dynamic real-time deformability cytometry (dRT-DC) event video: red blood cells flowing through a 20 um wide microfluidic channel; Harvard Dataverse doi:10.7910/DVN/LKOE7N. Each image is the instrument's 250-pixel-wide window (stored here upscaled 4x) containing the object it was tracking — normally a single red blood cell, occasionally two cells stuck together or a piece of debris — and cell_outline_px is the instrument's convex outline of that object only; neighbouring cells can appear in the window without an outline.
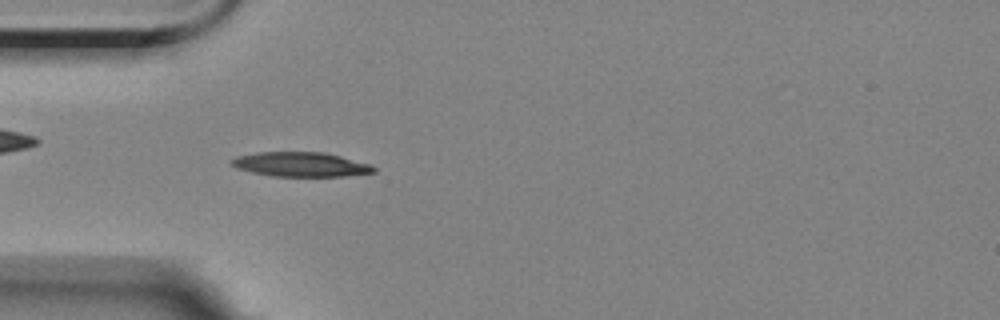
{"species": "Egyptian fruit bat (a non-hibernating species)", "species_latin": "Rousettus aegyptiacus", "temperature_condition": "room temperature", "stored_images_in_passage": 3, "camera_frame_rate_fps": 3000, "um_per_image_px": 0.085, "animal": {"sex": "female"}, "frame": {"image": 1, "passage_image": 3, "time_ms": 4.0, "image_size_px": [1000, 320], "cell_outline_px": [[376, 172], [344, 176], [272, 176], [252, 172], [236, 168], [228, 164], [228, 160], [236, 156], [256, 152], [324, 152], [372, 164], [376, 168]], "centroid_in_image_um": [25.52, 13.97], "position_along_channel_um": 59.5, "area_um2": 20.52}}